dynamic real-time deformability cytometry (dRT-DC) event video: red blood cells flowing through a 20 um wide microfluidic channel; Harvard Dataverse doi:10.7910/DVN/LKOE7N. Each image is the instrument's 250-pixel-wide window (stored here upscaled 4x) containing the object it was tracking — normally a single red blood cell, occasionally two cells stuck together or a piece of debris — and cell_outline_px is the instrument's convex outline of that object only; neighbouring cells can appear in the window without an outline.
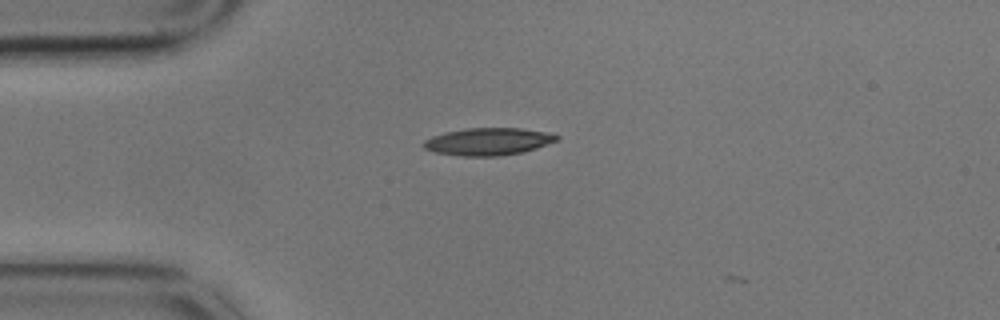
{"species": "common noctule bat (a hibernating species)", "species_latin": "Nyctalus noctula", "temperature_condition": "cold", "stored_images_in_passage": 2, "camera_frame_rate_fps": 3000, "um_per_image_px": 0.085, "animal": {"sex": "male", "body_mass_g": 17.9}, "frame": {"image": 1, "passage_image": 1, "time_ms": 0.0, "image_size_px": [1000, 320], "cell_outline_px": [[560, 140], [536, 148], [520, 152], [500, 156], [460, 156], [436, 152], [424, 148], [424, 140], [432, 136], [444, 132], [464, 128], [520, 128], [544, 132], [560, 136]], "centroid_in_image_um": [41.49, 12.03], "position_along_channel_um": 43.5, "area_um2": 21.15}}